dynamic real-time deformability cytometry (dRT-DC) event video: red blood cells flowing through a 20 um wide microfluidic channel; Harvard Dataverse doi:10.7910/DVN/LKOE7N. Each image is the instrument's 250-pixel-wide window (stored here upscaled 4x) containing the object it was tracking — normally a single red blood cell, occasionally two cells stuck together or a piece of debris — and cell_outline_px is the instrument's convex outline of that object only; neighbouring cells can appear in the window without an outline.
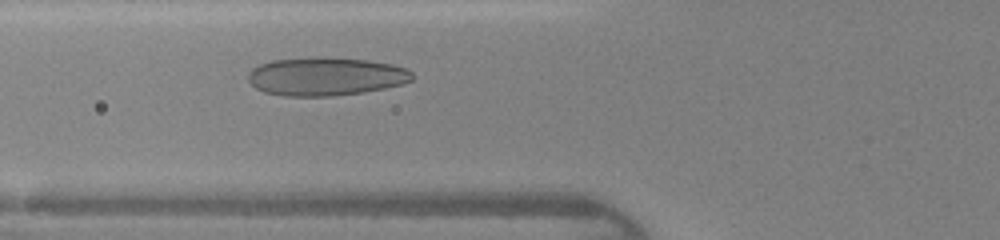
{"species": "human", "species_latin": "Homo sapiens", "temperature_condition": "warm", "stored_images_in_passage": 30, "camera_frame_rate_fps": 3000, "um_per_image_px": 0.085, "donor": {"sex": "female"}, "frame": {"image": 1, "passage_image": 8, "time_ms": 2.333, "image_size_px": [1000, 240], "cell_outline_px": [[412, 80], [404, 84], [364, 92], [332, 96], [284, 96], [264, 92], [256, 88], [248, 80], [248, 72], [252, 68], [260, 64], [272, 60], [308, 56], [324, 56], [368, 60], [392, 64], [404, 68], [412, 72]], "centroid_in_image_um": [27.66, 6.48], "position_along_channel_um": 98.1, "area_um2": 37.11}}
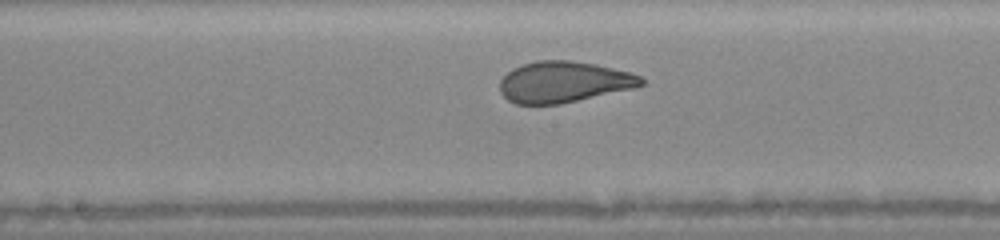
{"frame": {"image": 2, "passage_image": 15, "time_ms": 4.667, "image_size_px": [1000, 240], "cell_outline_px": [[644, 84], [632, 88], [560, 104], [516, 104], [508, 100], [500, 92], [500, 80], [512, 68], [536, 60], [572, 60], [596, 64], [628, 72], [640, 76], [644, 80]], "centroid_in_image_um": [47.88, 6.96], "position_along_channel_um": 200.3, "area_um2": 33.64}}
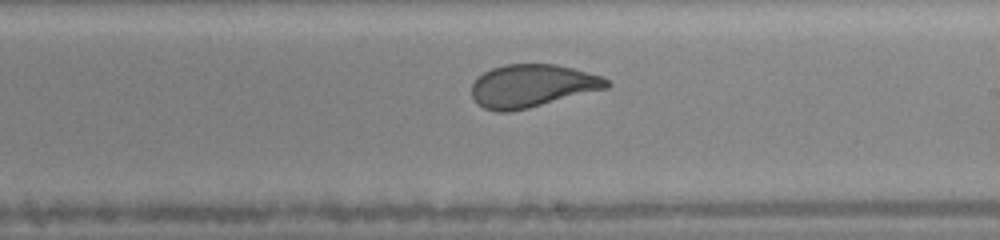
{"frame": {"image": 3, "passage_image": 18, "time_ms": 5.667, "image_size_px": [1000, 240], "cell_outline_px": [[612, 84], [608, 88], [528, 108], [508, 112], [496, 112], [484, 108], [476, 104], [472, 96], [472, 84], [476, 76], [492, 68], [504, 64], [556, 64], [588, 72], [600, 76], [608, 80]], "centroid_in_image_um": [45.2, 7.3], "position_along_channel_um": 243.8, "area_um2": 33.87}, "authors_computed_cell_mechanics": {"area_um2": 34.8534, "velocity_mm_per_s": 4.3596, "shape_relaxation_time_tau1_ms": 3.9535, "shape_relaxation_time_tau2_ms": null, "deformation_change_tau1": 0.1644, "deformation_change_tau2": null}}